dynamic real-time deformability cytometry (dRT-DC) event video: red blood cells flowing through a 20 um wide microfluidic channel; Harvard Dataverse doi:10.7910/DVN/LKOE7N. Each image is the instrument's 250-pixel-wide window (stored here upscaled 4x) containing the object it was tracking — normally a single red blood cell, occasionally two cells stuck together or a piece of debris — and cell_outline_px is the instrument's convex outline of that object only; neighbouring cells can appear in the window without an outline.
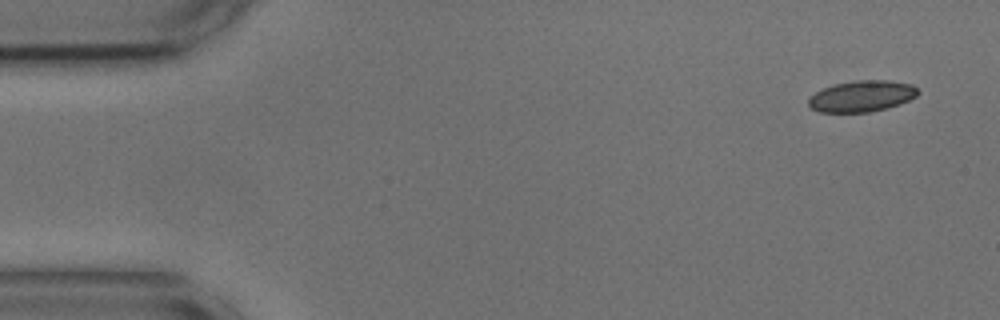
{"species": "common noctule bat (a hibernating species)", "species_latin": "Nyctalus noctula", "temperature_condition": "cold", "stored_images_in_passage": 52, "camera_frame_rate_fps": 3000, "um_per_image_px": 0.085, "animal": {"sex": "male", "body_mass_g": 17.9, "forearm_length_mm": 54.2}, "frame": {"image": 1, "passage_image": 1, "time_ms": 0.0, "image_size_px": [1000, 320], "cell_outline_px": [[920, 92], [916, 96], [900, 104], [888, 108], [868, 112], [820, 112], [812, 108], [808, 104], [808, 100], [816, 92], [832, 84], [856, 80], [888, 80], [912, 84]], "centroid_in_image_um": [73.27, 8.17], "position_along_channel_um": 11.7, "area_um2": 19.88}}
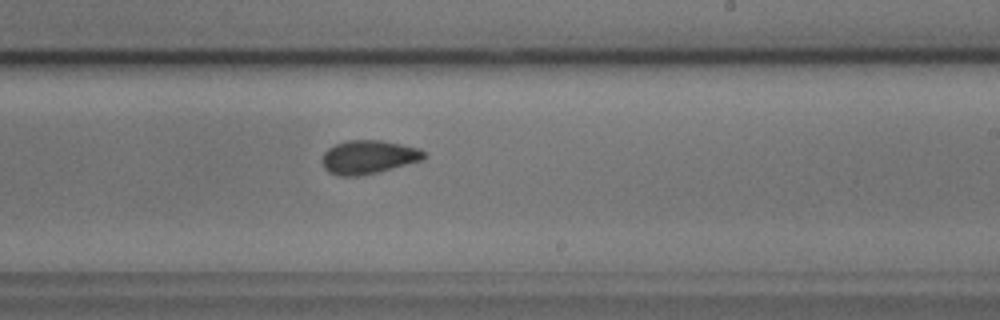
{"frame": {"image": 2, "passage_image": 30, "time_ms": 9.667, "image_size_px": [1000, 320], "cell_outline_px": [[428, 156], [424, 160], [360, 176], [340, 176], [328, 172], [324, 168], [320, 160], [324, 152], [328, 148], [344, 140], [380, 140], [420, 148]], "centroid_in_image_um": [31.3, 13.35], "position_along_channel_um": 257.7, "area_um2": 20.11}}
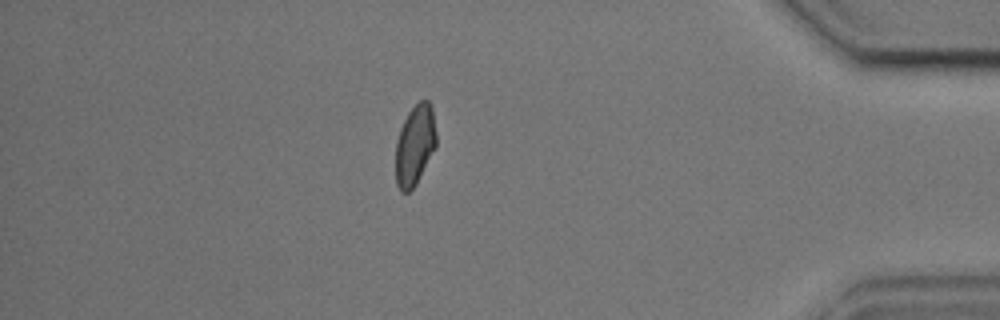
{"frame": {"image": 3, "passage_image": 45, "time_ms": 14.667, "image_size_px": [1000, 320], "cell_outline_px": [[436, 148], [416, 184], [408, 192], [400, 192], [396, 184], [396, 140], [400, 128], [408, 112], [420, 100], [428, 100], [432, 104], [436, 132]], "centroid_in_image_um": [35.27, 12.33], "position_along_channel_um": 399.9, "area_um2": 19.25}, "authors_computed_cell_mechanics": {"area_um2": 19.8254, "velocity_mm_per_s": 3.651, "shape_relaxation_time_tau1_ms": 7.0472, "shape_relaxation_time_tau2_ms": 1.7505, "deformation_change_tau1": 0.1253, "deformation_change_tau2": 0.0635}}